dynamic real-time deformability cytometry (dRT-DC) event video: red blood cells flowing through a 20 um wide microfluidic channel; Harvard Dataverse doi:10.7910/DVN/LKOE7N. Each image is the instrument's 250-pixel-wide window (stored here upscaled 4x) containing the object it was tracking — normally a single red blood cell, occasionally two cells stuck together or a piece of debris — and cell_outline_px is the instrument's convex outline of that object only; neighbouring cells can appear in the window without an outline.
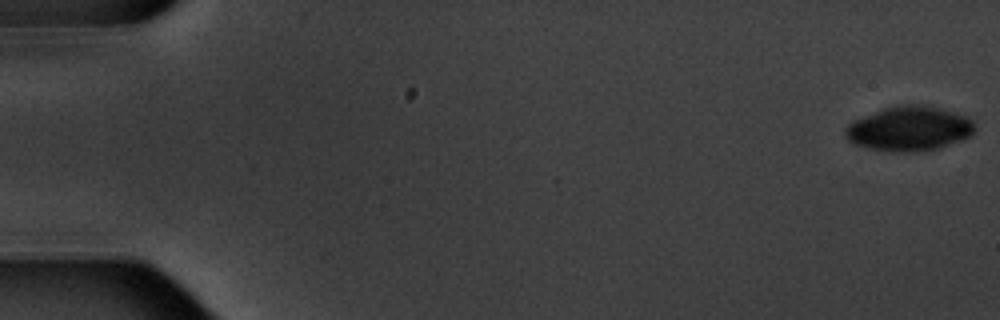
{"species": "common noctule bat (a hibernating species)", "species_latin": "Nyctalus noctula", "temperature_condition": "warm", "stored_images_in_passage": 6, "camera_frame_rate_fps": 3000, "um_per_image_px": 0.085, "animal": {"sex": "male", "body_mass_g": 20.1, "forearm_length_mm": 53.5}, "frame": {"image": 1, "passage_image": 1, "time_ms": 0.0, "image_size_px": [1000, 320], "cell_outline_px": [[976, 128], [972, 136], [940, 148], [924, 152], [892, 152], [868, 148], [856, 144], [848, 140], [844, 136], [844, 128], [852, 120], [884, 108], [900, 104], [916, 104], [936, 108], [964, 116], [972, 120]], "centroid_in_image_um": [77.26, 10.96], "position_along_channel_um": 7.7, "area_um2": 33.81}}